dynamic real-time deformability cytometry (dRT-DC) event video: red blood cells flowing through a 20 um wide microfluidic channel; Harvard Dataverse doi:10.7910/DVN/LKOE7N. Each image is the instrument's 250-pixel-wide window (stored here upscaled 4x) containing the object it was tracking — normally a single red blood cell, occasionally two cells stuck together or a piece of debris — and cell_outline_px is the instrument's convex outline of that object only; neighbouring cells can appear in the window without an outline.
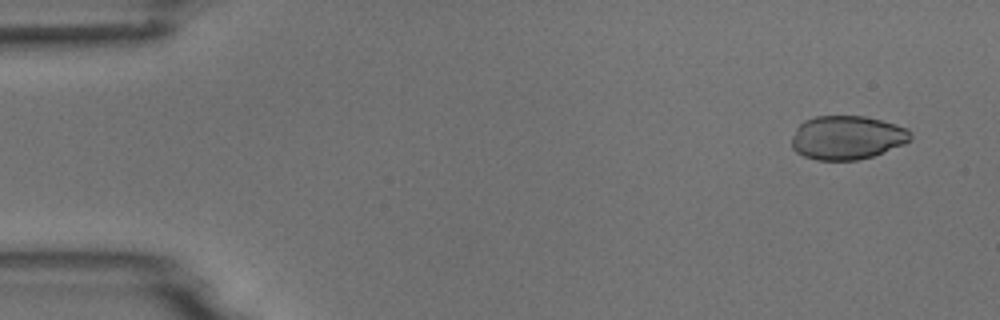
{"species": "common noctule bat (a hibernating species)", "species_latin": "Nyctalus noctula", "temperature_condition": "room temperature", "stored_images_in_passage": 4, "camera_frame_rate_fps": 3000, "um_per_image_px": 0.085, "animal": {"sex": "male", "body_mass_g": 18.8}, "frame": {"image": 1, "passage_image": 1, "time_ms": 0.0, "image_size_px": [1000, 320], "cell_outline_px": [[912, 140], [904, 144], [872, 156], [856, 160], [816, 160], [804, 156], [796, 152], [792, 148], [792, 136], [796, 128], [804, 120], [816, 116], [864, 116], [896, 124], [908, 128], [912, 132]], "centroid_in_image_um": [72.0, 11.69], "position_along_channel_um": 13.0, "area_um2": 30.46}}
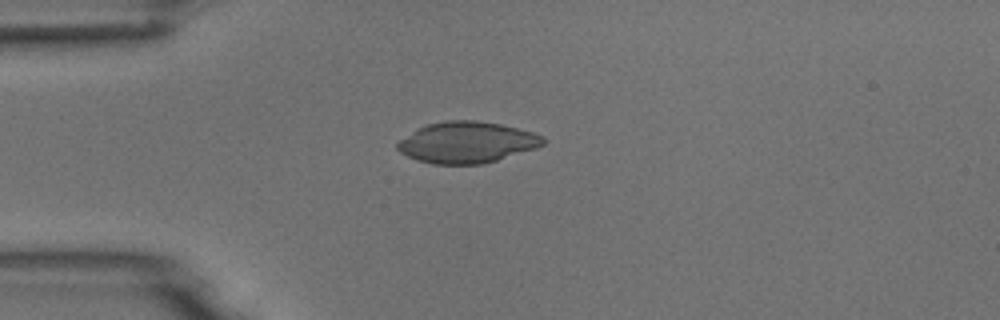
{"frame": {"image": 2, "passage_image": 4, "time_ms": 3.333, "image_size_px": [1000, 320], "cell_outline_px": [[544, 144], [536, 148], [496, 160], [480, 164], [432, 164], [416, 160], [400, 152], [396, 148], [396, 144], [400, 140], [416, 128], [428, 124], [448, 120], [476, 120], [500, 124], [532, 132], [544, 136]], "centroid_in_image_um": [39.66, 12.1], "position_along_channel_um": 45.3, "area_um2": 34.85}}